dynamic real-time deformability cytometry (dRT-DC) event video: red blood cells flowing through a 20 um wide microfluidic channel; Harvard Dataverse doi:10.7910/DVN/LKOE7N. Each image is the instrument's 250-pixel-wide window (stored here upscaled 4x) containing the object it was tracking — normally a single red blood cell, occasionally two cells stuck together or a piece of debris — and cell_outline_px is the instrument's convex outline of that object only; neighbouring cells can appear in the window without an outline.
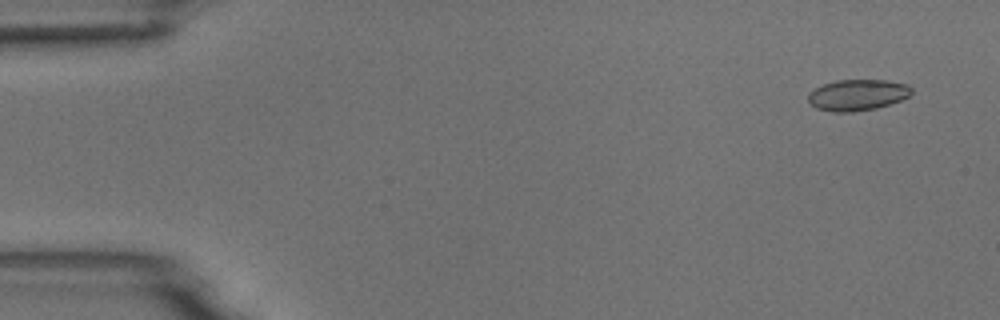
{"species": "common noctule bat (a hibernating species)", "species_latin": "Nyctalus noctula", "temperature_condition": "room temperature", "stored_images_in_passage": 39, "camera_frame_rate_fps": 3000, "um_per_image_px": 0.085, "animal": {"sex": "male", "body_mass_g": 18.8}, "frame": {"image": 1, "passage_image": 4, "time_ms": 1.0, "image_size_px": [1000, 320], "cell_outline_px": [[912, 92], [908, 96], [900, 100], [876, 108], [852, 112], [832, 112], [816, 108], [808, 100], [808, 92], [824, 84], [836, 80], [888, 80], [908, 84], [912, 88]], "centroid_in_image_um": [72.88, 8.06], "position_along_channel_um": 12.1, "area_um2": 18.73}}
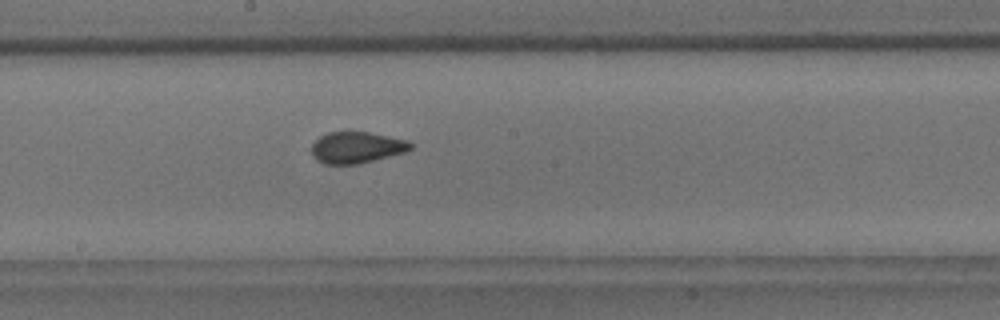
{"frame": {"image": 2, "passage_image": 30, "time_ms": 9.667, "image_size_px": [1000, 320], "cell_outline_px": [[412, 148], [404, 152], [360, 164], [324, 164], [316, 160], [312, 156], [312, 144], [320, 136], [328, 132], [368, 132], [408, 140], [412, 144]], "centroid_in_image_um": [30.29, 12.54], "position_along_channel_um": 217.9, "area_um2": 18.09}}
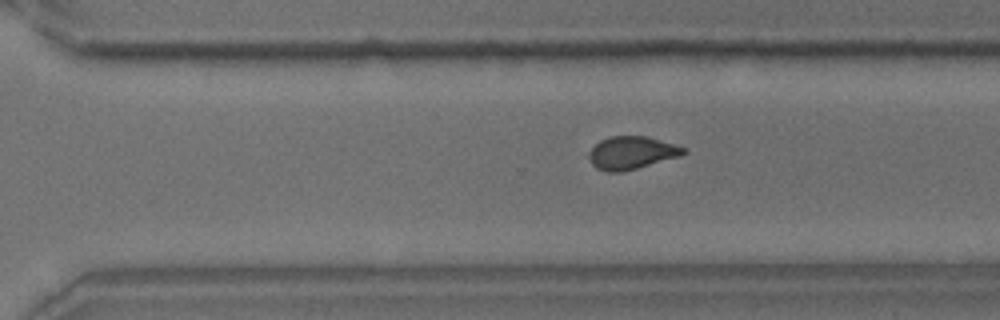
{"frame": {"image": 3, "passage_image": 38, "time_ms": 12.333, "image_size_px": [1000, 320], "cell_outline_px": [[688, 152], [680, 156], [624, 172], [608, 172], [596, 168], [592, 164], [588, 156], [588, 152], [600, 140], [612, 136], [648, 136], [688, 148]], "centroid_in_image_um": [53.71, 12.99], "position_along_channel_um": 316.9, "area_um2": 18.26}}